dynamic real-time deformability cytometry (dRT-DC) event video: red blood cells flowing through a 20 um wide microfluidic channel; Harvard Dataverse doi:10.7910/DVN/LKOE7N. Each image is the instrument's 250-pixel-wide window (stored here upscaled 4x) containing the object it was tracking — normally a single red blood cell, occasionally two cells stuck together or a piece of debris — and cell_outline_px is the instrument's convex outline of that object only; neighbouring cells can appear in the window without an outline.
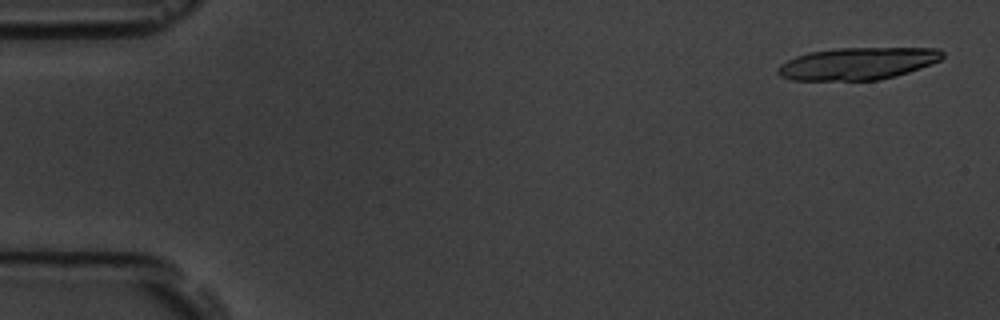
{"species": "common noctule bat (a hibernating species)", "species_latin": "Nyctalus noctula", "temperature_condition": "room temperature", "stored_images_in_passage": 15, "camera_frame_rate_fps": 3000, "um_per_image_px": 0.085, "animal": {"sex": "male", "body_mass_g": 19.5, "forearm_length_mm": 54.6}, "frame": {"image": 1, "passage_image": 1, "time_ms": 0.0, "image_size_px": [1000, 320], "cell_outline_px": [[944, 56], [940, 60], [932, 64], [896, 76], [880, 80], [792, 80], [780, 76], [776, 72], [776, 68], [780, 64], [796, 56], [808, 52], [836, 48], [940, 48], [944, 52]], "centroid_in_image_um": [72.9, 5.4], "position_along_channel_um": 12.1, "area_um2": 31.1}}
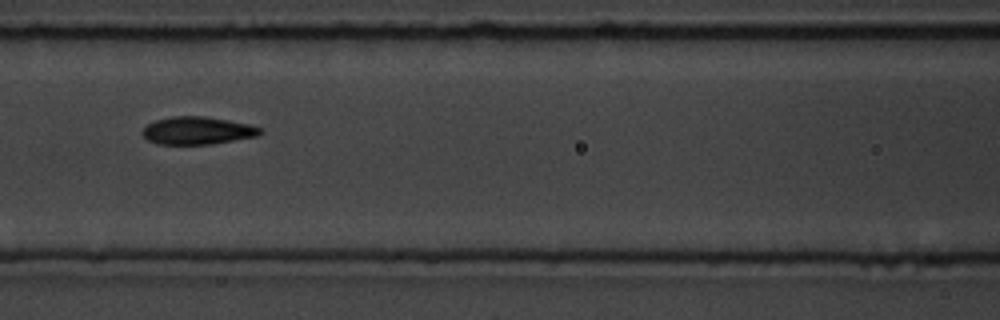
{"frame": {"image": 2, "passage_image": 7, "time_ms": 7.667, "image_size_px": [1000, 320], "cell_outline_px": [[264, 132], [256, 136], [212, 144], [156, 144], [148, 140], [140, 132], [148, 124], [156, 120], [172, 116], [204, 116], [228, 120], [248, 124], [264, 128]], "centroid_in_image_um": [16.79, 11.1], "position_along_channel_um": 149.8, "area_um2": 19.02}}
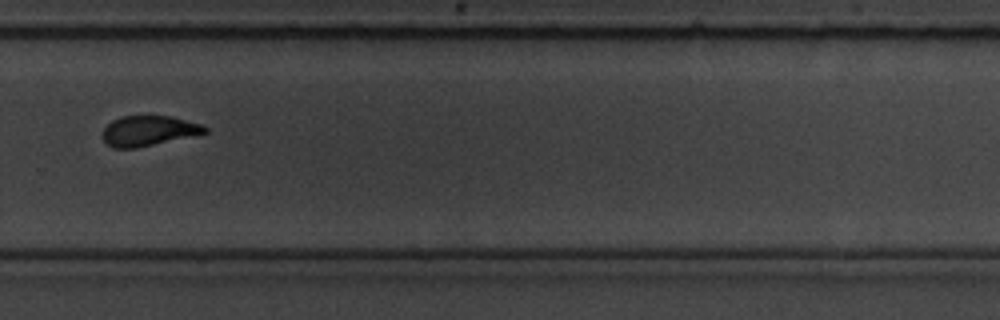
{"frame": {"image": 3, "passage_image": 11, "time_ms": 12.333, "image_size_px": [1000, 320], "cell_outline_px": [[208, 132], [136, 148], [112, 148], [100, 136], [104, 128], [112, 120], [120, 116], [172, 116], [200, 124], [208, 128]], "centroid_in_image_um": [12.58, 11.11], "position_along_channel_um": 317.2, "area_um2": 17.86}, "authors_computed_cell_mechanics": {"area_um2": 19.3052, "velocity_mm_per_s": 3.595, "shape_relaxation_time_tau1_ms": 1.7534, "shape_relaxation_time_tau2_ms": null, "deformation_change_tau1": 0.1071, "deformation_change_tau2": null}}